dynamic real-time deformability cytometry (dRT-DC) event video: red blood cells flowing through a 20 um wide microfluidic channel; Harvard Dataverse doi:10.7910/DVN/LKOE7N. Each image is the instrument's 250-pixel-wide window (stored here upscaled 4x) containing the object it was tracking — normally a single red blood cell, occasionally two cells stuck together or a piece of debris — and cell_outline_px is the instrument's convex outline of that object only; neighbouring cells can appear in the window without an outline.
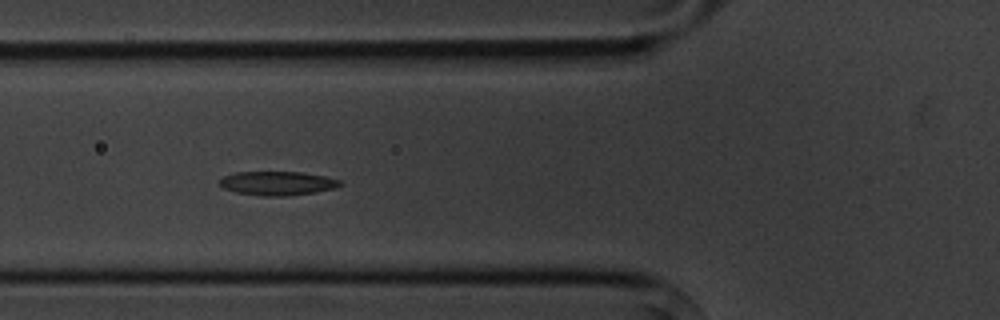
{"species": "common noctule bat (a hibernating species)", "species_latin": "Nyctalus noctula", "temperature_condition": "cold", "stored_images_in_passage": 8, "camera_frame_rate_fps": 3000, "um_per_image_px": 0.085, "animal": {"sex": "male", "body_mass_g": 20.1, "forearm_length_mm": 53.5}, "frame": {"image": 1, "passage_image": 5, "time_ms": 4.667, "image_size_px": [1000, 320], "cell_outline_px": [[344, 184], [336, 188], [316, 192], [288, 196], [264, 196], [236, 192], [224, 188], [220, 184], [220, 180], [224, 176], [236, 172], [300, 172], [324, 176], [340, 180]], "centroid_in_image_um": [23.63, 15.58], "position_along_channel_um": 102.2, "area_um2": 16.76}}
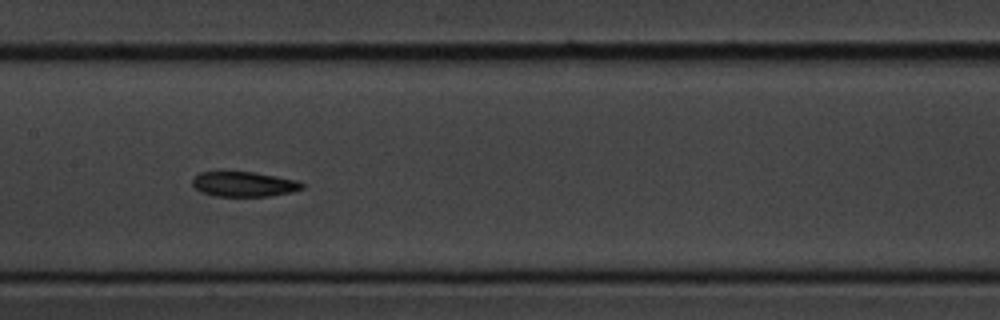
{"frame": {"image": 2, "passage_image": 7, "time_ms": 7.0, "image_size_px": [1000, 320], "cell_outline_px": [[304, 188], [292, 192], [272, 196], [216, 196], [200, 192], [192, 184], [192, 176], [200, 172], [220, 168], [256, 172], [300, 180], [304, 184]], "centroid_in_image_um": [20.69, 15.59], "position_along_channel_um": 186.7, "area_um2": 17.05}}
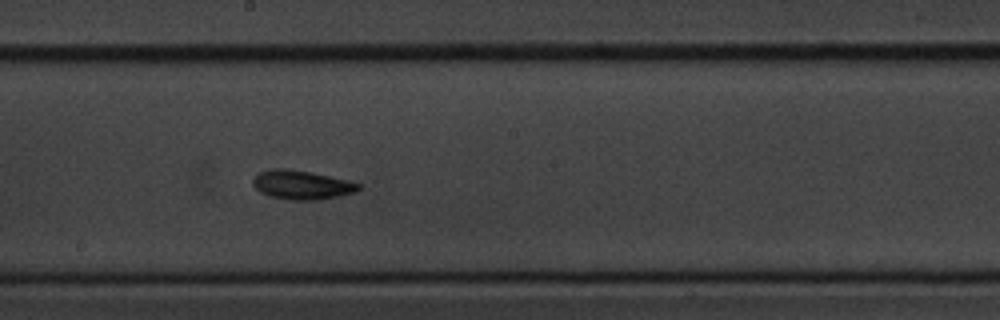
{"frame": {"image": 3, "passage_image": 8, "time_ms": 8.0, "image_size_px": [1000, 320], "cell_outline_px": [[360, 188], [356, 192], [320, 200], [292, 200], [268, 196], [260, 192], [252, 184], [252, 180], [256, 172], [272, 168], [284, 168], [308, 172], [348, 180], [360, 184]], "centroid_in_image_um": [25.6, 15.71], "position_along_channel_um": 222.6, "area_um2": 17.92}}